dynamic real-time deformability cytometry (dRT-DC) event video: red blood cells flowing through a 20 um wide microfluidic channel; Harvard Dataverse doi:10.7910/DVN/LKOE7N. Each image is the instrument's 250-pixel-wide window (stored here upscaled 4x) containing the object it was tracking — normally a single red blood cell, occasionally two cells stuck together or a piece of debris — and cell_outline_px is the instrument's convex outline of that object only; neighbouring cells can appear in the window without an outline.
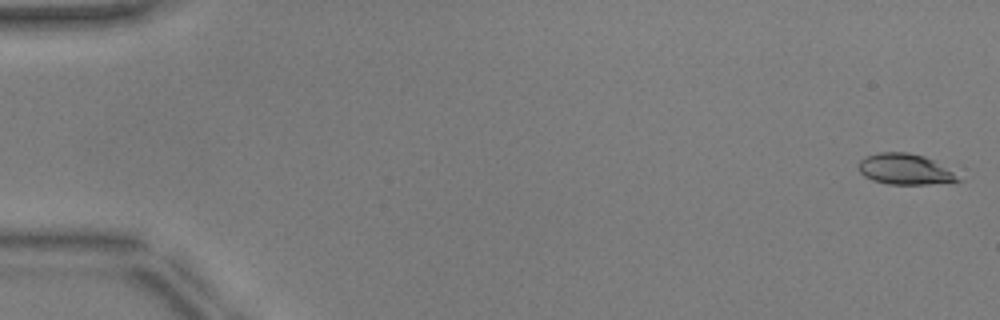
{"species": "common noctule bat (a hibernating species)", "species_latin": "Nyctalus noctula", "temperature_condition": "warm", "stored_images_in_passage": 16, "camera_frame_rate_fps": 3000, "um_per_image_px": 0.085, "animal": {"sex": "male", "body_mass_g": 17.9, "forearm_length_mm": 54.2}, "frame": {"image": 1, "passage_image": 1, "time_ms": 0.0, "image_size_px": [1000, 320], "cell_outline_px": [[964, 180], [928, 184], [888, 184], [872, 180], [864, 176], [860, 172], [860, 160], [868, 156], [880, 152], [908, 152], [924, 156], [932, 160], [952, 172]], "centroid_in_image_um": [76.9, 14.39], "position_along_channel_um": 8.1, "area_um2": 17.46}}
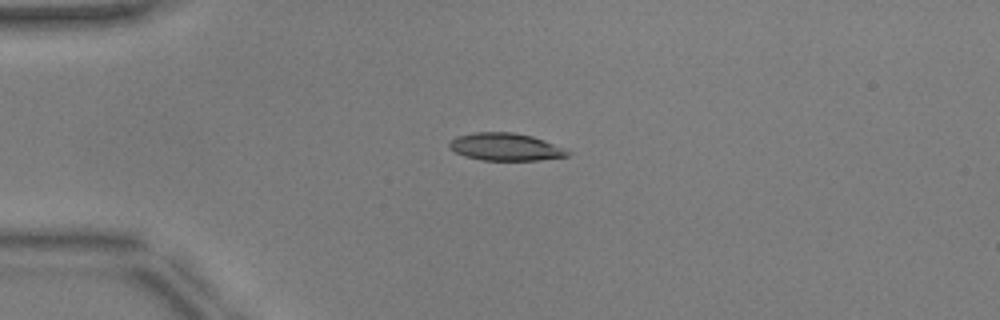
{"frame": {"image": 2, "passage_image": 13, "time_ms": 4.0, "image_size_px": [1000, 320], "cell_outline_px": [[572, 152], [568, 156], [540, 160], [480, 160], [464, 156], [456, 152], [448, 144], [456, 136], [476, 132], [512, 132], [532, 136], [544, 140]], "centroid_in_image_um": [42.98, 12.49], "position_along_channel_um": 42.0, "area_um2": 18.84}}